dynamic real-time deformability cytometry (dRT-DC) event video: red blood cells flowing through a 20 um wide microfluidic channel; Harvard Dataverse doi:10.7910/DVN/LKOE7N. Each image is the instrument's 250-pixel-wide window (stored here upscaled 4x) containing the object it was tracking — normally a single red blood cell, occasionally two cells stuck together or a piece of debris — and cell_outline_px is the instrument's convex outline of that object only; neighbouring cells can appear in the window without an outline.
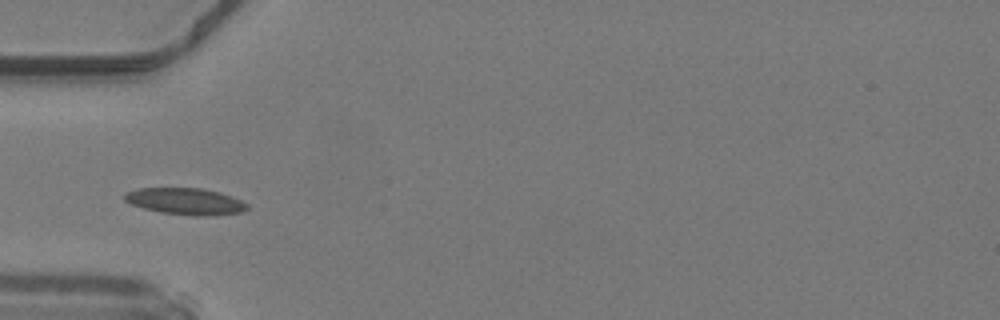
{"species": "common noctule bat (a hibernating species)", "species_latin": "Nyctalus noctula", "temperature_condition": "warm", "stored_images_in_passage": 26, "camera_frame_rate_fps": 3000, "um_per_image_px": 0.085, "animal": {"sex": "male", "body_mass_g": 19.2, "forearm_length_mm": 51.8}, "frame": {"image": 1, "passage_image": 1, "time_ms": 0.0, "image_size_px": [1000, 320], "cell_outline_px": [[248, 208], [240, 212], [212, 216], [196, 216], [160, 212], [144, 208], [132, 204], [124, 200], [124, 192], [136, 188], [204, 188], [220, 192], [232, 196], [248, 204]], "centroid_in_image_um": [15.76, 17.1], "position_along_channel_um": 69.2, "area_um2": 19.13}, "authors_computed_cell_mechanics": {"area_um2": 18.1781, "velocity_mm_per_s": 4.2045, "shape_relaxation_time_tau1_ms": null, "shape_relaxation_time_tau2_ms": 8.0757, "deformation_change_tau1": null, "deformation_change_tau2": 0.1474}}